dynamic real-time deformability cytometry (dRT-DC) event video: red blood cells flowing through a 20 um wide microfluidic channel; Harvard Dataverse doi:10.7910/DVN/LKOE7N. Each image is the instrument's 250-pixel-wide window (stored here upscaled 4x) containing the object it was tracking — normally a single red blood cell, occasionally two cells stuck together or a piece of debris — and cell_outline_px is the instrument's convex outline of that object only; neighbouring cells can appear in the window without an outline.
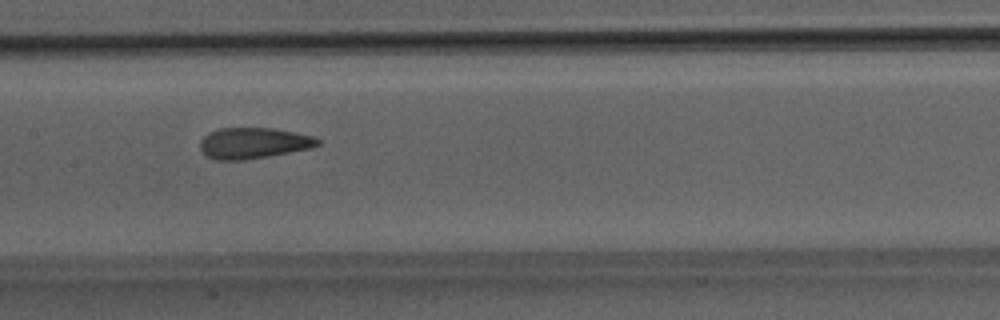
{"species": "Egyptian fruit bat (a non-hibernating species)", "species_latin": "Rousettus aegyptiacus", "temperature_condition": "room temperature", "stored_images_in_passage": 51, "camera_frame_rate_fps": 3000, "um_per_image_px": 0.085, "animal": {"sex": "male"}, "frame": {"image": 1, "passage_image": 26, "time_ms": 8.333, "image_size_px": [1000, 320], "cell_outline_px": [[320, 144], [312, 148], [268, 156], [244, 160], [216, 160], [208, 156], [200, 148], [200, 140], [208, 132], [220, 128], [272, 128], [296, 132], [312, 136], [320, 140]], "centroid_in_image_um": [21.55, 12.16], "position_along_channel_um": 185.9, "area_um2": 21.21}}
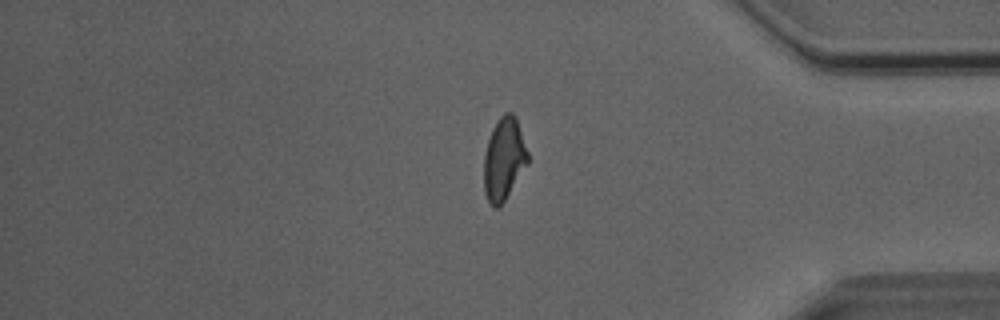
{"frame": {"image": 2, "passage_image": 43, "time_ms": 14.0, "image_size_px": [1000, 320], "cell_outline_px": [[528, 164], [504, 200], [496, 208], [492, 208], [484, 192], [484, 152], [492, 128], [496, 120], [504, 112], [512, 112], [516, 116], [528, 152]], "centroid_in_image_um": [42.83, 13.47], "position_along_channel_um": 392.4, "area_um2": 21.15}}
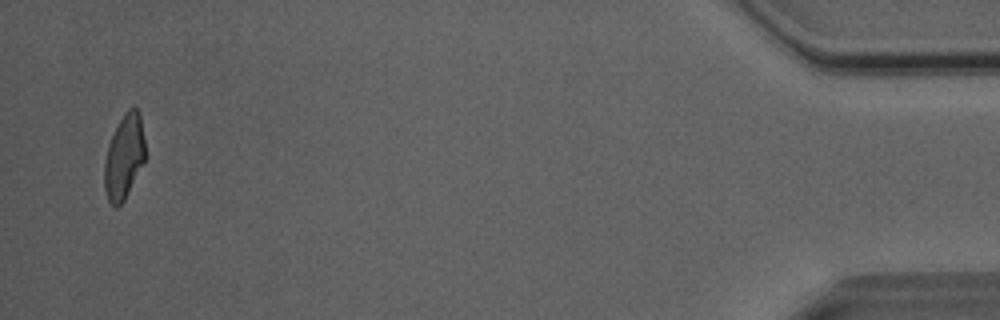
{"frame": {"image": 3, "passage_image": 50, "time_ms": 16.333, "image_size_px": [1000, 320], "cell_outline_px": [[144, 160], [124, 200], [116, 208], [108, 200], [104, 188], [104, 164], [108, 144], [124, 112], [128, 108], [136, 108], [140, 112], [144, 140]], "centroid_in_image_um": [10.53, 13.32], "position_along_channel_um": 424.7, "area_um2": 19.71}, "authors_computed_cell_mechanics": {"area_um2": 21.5016, "velocity_mm_per_s": 4.0608, "shape_relaxation_time_tau1_ms": 6.3298, "shape_relaxation_time_tau2_ms": 1.0807, "deformation_change_tau1": 0.1725, "deformation_change_tau2": 0.0723}}